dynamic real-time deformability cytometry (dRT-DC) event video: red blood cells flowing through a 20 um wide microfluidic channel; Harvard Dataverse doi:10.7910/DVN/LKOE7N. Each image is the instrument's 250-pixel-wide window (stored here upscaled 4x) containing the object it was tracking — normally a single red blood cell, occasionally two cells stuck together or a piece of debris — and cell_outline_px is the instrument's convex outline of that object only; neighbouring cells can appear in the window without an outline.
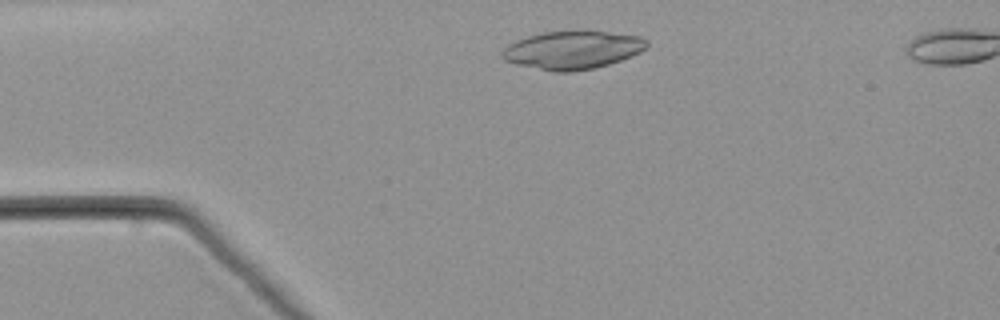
{"species": "common noctule bat (a hibernating species)", "species_latin": "Nyctalus noctula", "temperature_condition": "warm", "stored_images_in_passage": 45, "camera_frame_rate_fps": 3000, "um_per_image_px": 0.085, "animal": {"sex": "male", "body_mass_g": 21.5, "forearm_length_mm": 52.0}, "frame": {"image": 1, "passage_image": 4, "time_ms": 1.0, "image_size_px": [1000, 320], "cell_outline_px": [[648, 44], [640, 52], [632, 56], [596, 68], [568, 72], [552, 72], [516, 64], [504, 60], [500, 56], [500, 52], [508, 44], [516, 40], [540, 32], [584, 28], [640, 36], [648, 40]], "centroid_in_image_um": [48.65, 4.21], "position_along_channel_um": 36.3, "area_um2": 33.12}}
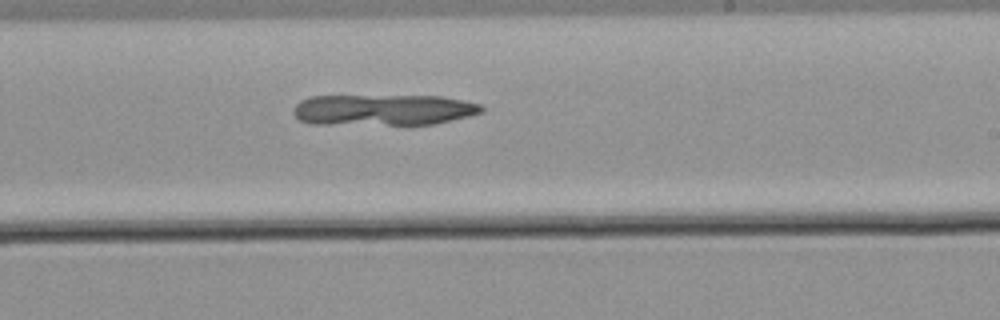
{"frame": {"image": 2, "passage_image": 24, "time_ms": 7.667, "image_size_px": [1000, 320], "cell_outline_px": [[484, 112], [468, 116], [432, 124], [312, 124], [300, 120], [292, 112], [292, 108], [300, 100], [312, 96], [440, 96], [480, 104], [484, 108]], "centroid_in_image_um": [32.54, 9.33], "position_along_channel_um": 256.5, "area_um2": 33.93}}
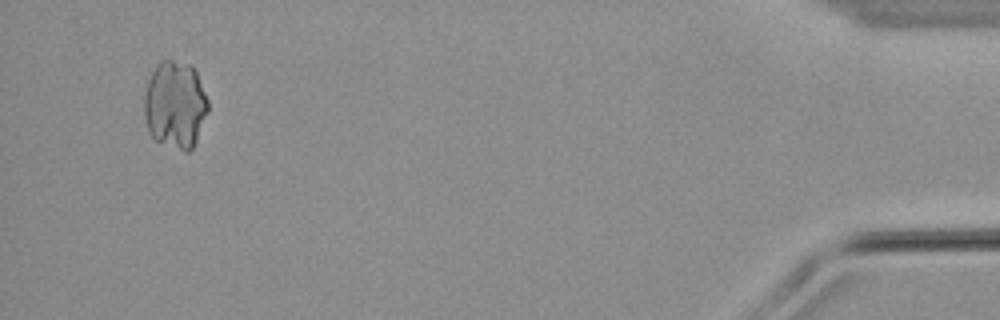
{"frame": {"image": 3, "passage_image": 43, "time_ms": 14.0, "image_size_px": [1000, 320], "cell_outline_px": [[208, 112], [196, 140], [192, 148], [188, 152], [184, 152], [156, 140], [148, 132], [144, 116], [144, 92], [148, 80], [156, 64], [160, 60], [172, 60], [192, 64], [196, 72], [208, 100]], "centroid_in_image_um": [14.87, 8.89], "position_along_channel_um": 420.3, "area_um2": 32.77}}